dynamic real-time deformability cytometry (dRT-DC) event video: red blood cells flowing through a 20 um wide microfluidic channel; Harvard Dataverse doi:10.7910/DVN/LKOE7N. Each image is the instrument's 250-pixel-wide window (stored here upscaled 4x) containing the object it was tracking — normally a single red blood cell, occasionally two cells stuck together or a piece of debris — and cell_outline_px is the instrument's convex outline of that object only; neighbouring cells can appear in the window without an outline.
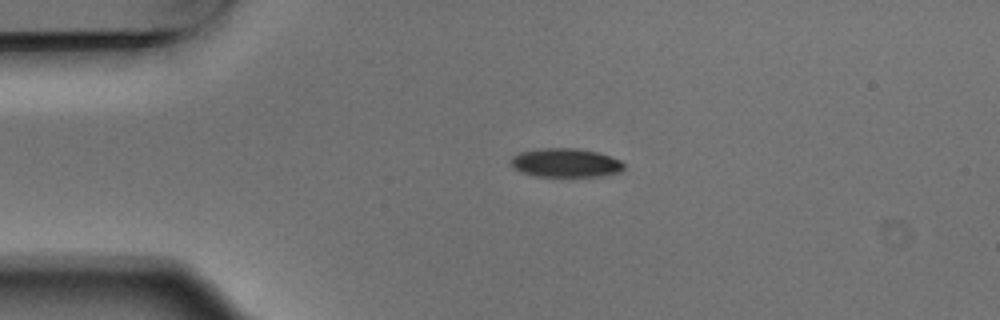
{"species": "Egyptian fruit bat (a non-hibernating species)", "species_latin": "Rousettus aegyptiacus", "temperature_condition": "warm", "stored_images_in_passage": 2, "camera_frame_rate_fps": 3000, "um_per_image_px": 0.085, "animal": {"sex": "male"}, "frame": {"image": 1, "passage_image": 1, "time_ms": 0.0, "image_size_px": [1000, 320], "cell_outline_px": [[624, 168], [620, 172], [604, 176], [532, 176], [520, 172], [512, 168], [508, 160], [512, 156], [520, 152], [544, 148], [576, 148], [596, 152], [620, 160], [624, 164]], "centroid_in_image_um": [48.02, 13.85], "position_along_channel_um": 37.0, "area_um2": 19.13}}